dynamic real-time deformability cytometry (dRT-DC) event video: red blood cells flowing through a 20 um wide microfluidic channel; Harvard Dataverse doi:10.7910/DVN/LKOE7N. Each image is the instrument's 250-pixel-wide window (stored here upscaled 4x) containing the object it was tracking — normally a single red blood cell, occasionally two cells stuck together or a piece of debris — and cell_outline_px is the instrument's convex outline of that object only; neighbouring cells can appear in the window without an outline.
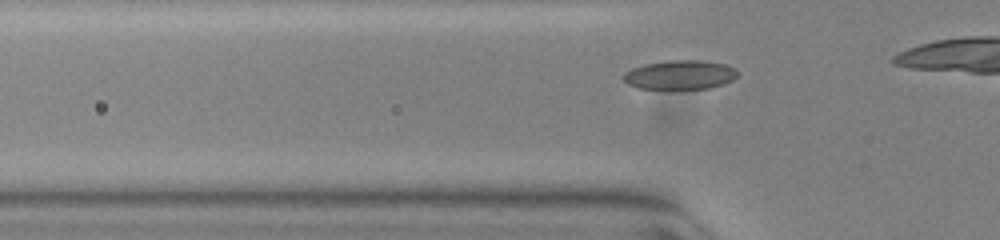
{"species": "common noctule bat (a hibernating species)", "species_latin": "Nyctalus noctula", "temperature_condition": "warm", "stored_images_in_passage": 11, "camera_frame_rate_fps": 3000, "um_per_image_px": 0.085, "animal": {"sex": "female", "body_mass_g": 23.0, "forearm_length_mm": 53.4}, "frame": {"image": 1, "passage_image": 5, "time_ms": 1.333, "image_size_px": [1000, 240], "cell_outline_px": [[736, 76], [732, 80], [724, 84], [708, 88], [636, 88], [628, 84], [624, 80], [624, 72], [632, 68], [644, 64], [668, 60], [704, 60], [724, 64], [736, 68]], "centroid_in_image_um": [57.79, 6.34], "position_along_channel_um": 68.0, "area_um2": 19.25}}
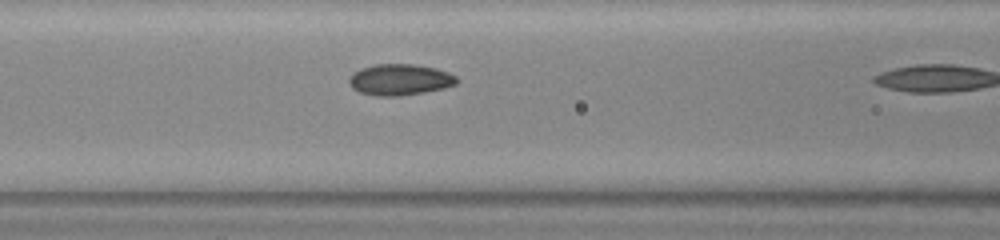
{"frame": {"image": 2, "passage_image": 10, "time_ms": 3.0, "image_size_px": [1000, 240], "cell_outline_px": [[460, 80], [456, 84], [444, 88], [424, 92], [400, 96], [380, 96], [360, 92], [352, 88], [348, 80], [360, 68], [376, 64], [412, 64], [436, 68], [448, 72], [456, 76]], "centroid_in_image_um": [34.03, 6.77], "position_along_channel_um": 132.6, "area_um2": 19.48}}